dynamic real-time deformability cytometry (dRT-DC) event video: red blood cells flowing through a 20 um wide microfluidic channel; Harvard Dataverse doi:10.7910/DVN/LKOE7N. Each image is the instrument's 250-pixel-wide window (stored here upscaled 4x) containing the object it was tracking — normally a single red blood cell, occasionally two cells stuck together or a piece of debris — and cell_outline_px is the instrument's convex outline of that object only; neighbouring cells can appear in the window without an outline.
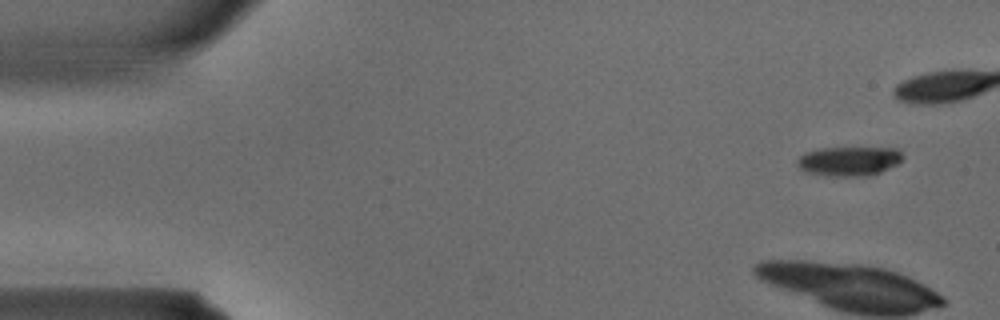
{"species": "common noctule bat (a hibernating species)", "species_latin": "Nyctalus noctula", "temperature_condition": "warm", "stored_images_in_passage": 26, "camera_frame_rate_fps": 3000, "um_per_image_px": 0.085, "animal": {"sex": "male", "body_mass_g": 15.6}, "frame": {"image": 1, "passage_image": 1, "time_ms": 0.0, "image_size_px": [1000, 320], "cell_outline_px": [[900, 160], [896, 164], [880, 172], [868, 176], [828, 176], [804, 172], [796, 164], [796, 160], [804, 152], [820, 148], [896, 148], [900, 152]], "centroid_in_image_um": [72.08, 13.7], "position_along_channel_um": 12.9, "area_um2": 17.98}}